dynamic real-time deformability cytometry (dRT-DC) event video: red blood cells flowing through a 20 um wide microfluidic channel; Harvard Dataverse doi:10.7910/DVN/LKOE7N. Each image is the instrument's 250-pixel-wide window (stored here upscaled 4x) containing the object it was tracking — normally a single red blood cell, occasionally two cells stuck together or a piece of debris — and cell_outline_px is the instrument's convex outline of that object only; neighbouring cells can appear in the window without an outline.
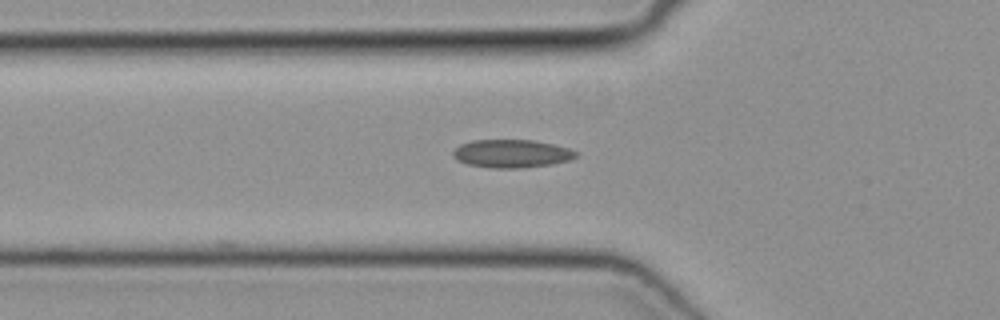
{"species": "common noctule bat (a hibernating species)", "species_latin": "Nyctalus noctula", "temperature_condition": "cold", "stored_images_in_passage": 9, "camera_frame_rate_fps": 3000, "um_per_image_px": 0.085, "animal": {"sex": "female", "body_mass_g": 19.3, "forearm_length_mm": 54.1}, "frame": {"image": 1, "passage_image": 4, "time_ms": 1.0, "image_size_px": [1000, 320], "cell_outline_px": [[576, 156], [568, 160], [552, 164], [524, 168], [492, 168], [468, 164], [456, 160], [452, 156], [452, 152], [460, 144], [472, 140], [532, 140], [552, 144], [568, 148], [576, 152]], "centroid_in_image_um": [43.44, 13.06], "position_along_channel_um": 82.4, "area_um2": 20.06}}